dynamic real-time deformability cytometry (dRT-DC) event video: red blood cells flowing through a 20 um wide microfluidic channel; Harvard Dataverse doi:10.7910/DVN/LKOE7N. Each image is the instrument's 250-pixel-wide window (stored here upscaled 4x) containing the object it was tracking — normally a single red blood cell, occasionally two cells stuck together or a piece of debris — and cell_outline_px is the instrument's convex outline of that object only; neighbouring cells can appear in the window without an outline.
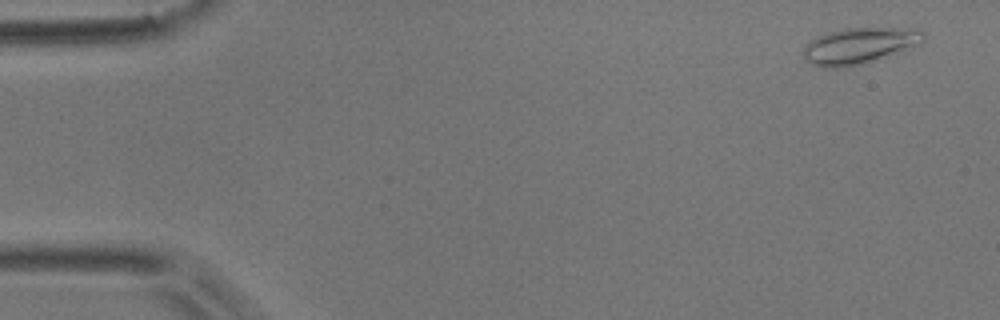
{"species": "common noctule bat (a hibernating species)", "species_latin": "Nyctalus noctula", "temperature_condition": "room temperature", "stored_images_in_passage": 7, "camera_frame_rate_fps": 3000, "um_per_image_px": 0.085, "animal": {"sex": "male", "body_mass_g": 17.9}, "frame": {"image": 1, "passage_image": 1, "time_ms": 0.0, "image_size_px": [1000, 320], "cell_outline_px": [[924, 40], [864, 64], [844, 68], [824, 68], [812, 64], [804, 60], [800, 52], [812, 40], [820, 36], [844, 28], [892, 28], [924, 32]], "centroid_in_image_um": [72.89, 3.92], "position_along_channel_um": 12.1, "area_um2": 24.45}}
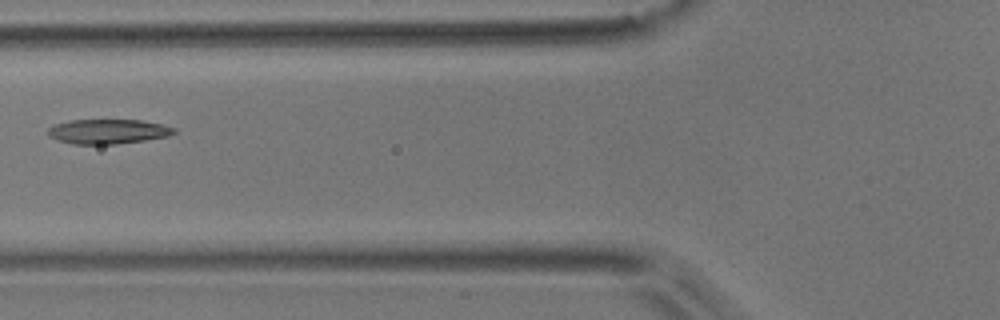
{"frame": {"image": 2, "passage_image": 6, "time_ms": 1.667, "image_size_px": [1000, 320], "cell_outline_px": [[176, 132], [168, 136], [144, 140], [116, 144], [72, 144], [56, 140], [48, 136], [48, 128], [56, 124], [68, 120], [140, 120], [160, 124], [176, 128]], "centroid_in_image_um": [9.14, 11.18], "position_along_channel_um": 116.7, "area_um2": 18.09}}
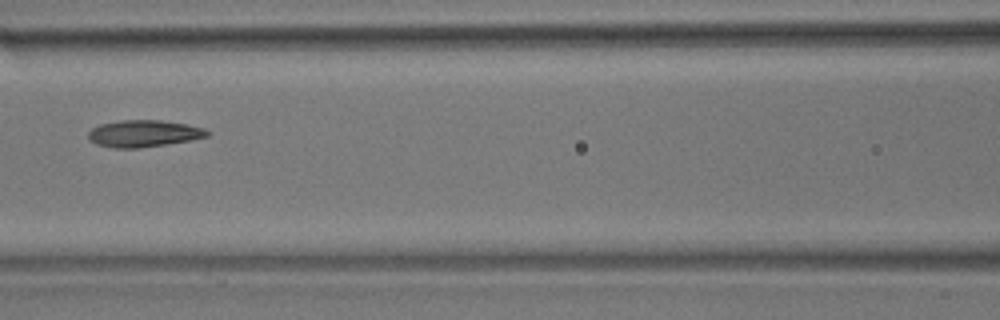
{"frame": {"image": 3, "passage_image": 7, "time_ms": 2.0, "image_size_px": [1000, 320], "cell_outline_px": [[212, 132], [208, 136], [192, 140], [140, 148], [112, 148], [96, 144], [88, 140], [88, 132], [92, 128], [100, 124], [120, 120], [160, 120], [184, 124], [204, 128]], "centroid_in_image_um": [12.2, 11.35], "position_along_channel_um": 154.4, "area_um2": 18.73}}